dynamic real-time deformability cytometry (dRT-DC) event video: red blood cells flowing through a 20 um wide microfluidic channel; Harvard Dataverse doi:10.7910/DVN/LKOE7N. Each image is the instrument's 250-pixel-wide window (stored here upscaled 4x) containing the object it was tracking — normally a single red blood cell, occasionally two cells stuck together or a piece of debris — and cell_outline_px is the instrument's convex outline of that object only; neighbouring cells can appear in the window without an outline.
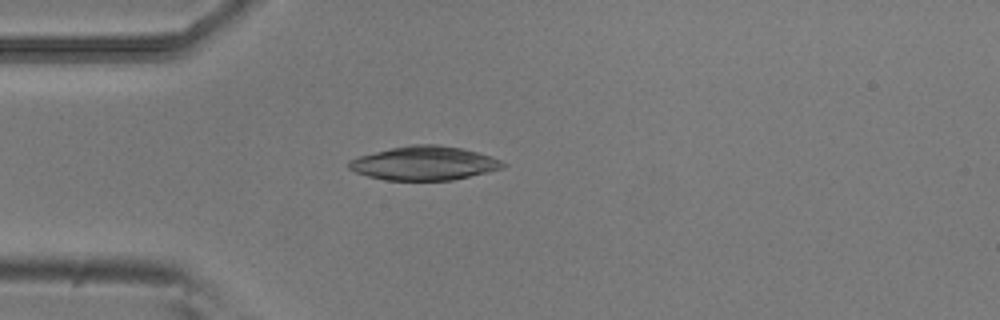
{"species": "common noctule bat (a hibernating species)", "species_latin": "Nyctalus noctula", "temperature_condition": "room temperature", "stored_images_in_passage": 43, "camera_frame_rate_fps": 3000, "um_per_image_px": 0.085, "animal": {"sex": "male", "body_mass_g": 20.5, "forearm_length_mm": 52.5}, "frame": {"image": 1, "passage_image": 5, "time_ms": 1.333, "image_size_px": [1000, 320], "cell_outline_px": [[508, 164], [504, 168], [488, 172], [452, 180], [384, 180], [368, 176], [356, 172], [348, 168], [348, 160], [360, 156], [392, 148], [412, 144], [436, 144], [460, 148], [476, 152], [500, 160]], "centroid_in_image_um": [36.06, 13.88], "position_along_channel_um": 48.9, "area_um2": 30.17}}
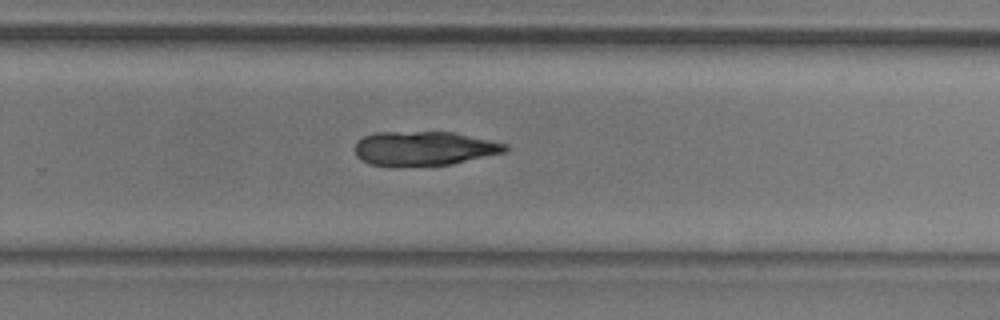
{"frame": {"image": 2, "passage_image": 25, "time_ms": 8.0, "image_size_px": [1000, 320], "cell_outline_px": [[508, 152], [452, 164], [368, 164], [360, 160], [356, 156], [356, 140], [364, 136], [376, 132], [452, 132], [508, 144]], "centroid_in_image_um": [36.08, 12.59], "position_along_channel_um": 293.7, "area_um2": 29.48}}
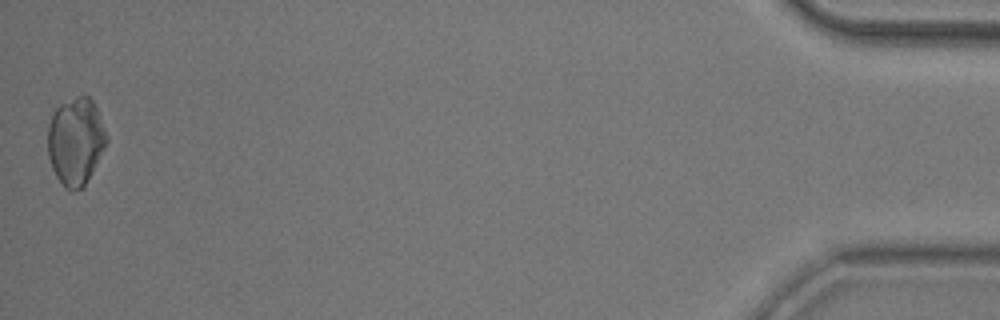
{"frame": {"image": 3, "passage_image": 43, "time_ms": 14.0, "image_size_px": [1000, 320], "cell_outline_px": [[108, 140], [84, 188], [72, 192], [64, 188], [56, 176], [52, 168], [48, 156], [48, 124], [56, 108], [60, 104], [76, 96], [88, 96], [92, 100], [96, 108]], "centroid_in_image_um": [6.41, 12.04], "position_along_channel_um": 428.8, "area_um2": 29.82}}